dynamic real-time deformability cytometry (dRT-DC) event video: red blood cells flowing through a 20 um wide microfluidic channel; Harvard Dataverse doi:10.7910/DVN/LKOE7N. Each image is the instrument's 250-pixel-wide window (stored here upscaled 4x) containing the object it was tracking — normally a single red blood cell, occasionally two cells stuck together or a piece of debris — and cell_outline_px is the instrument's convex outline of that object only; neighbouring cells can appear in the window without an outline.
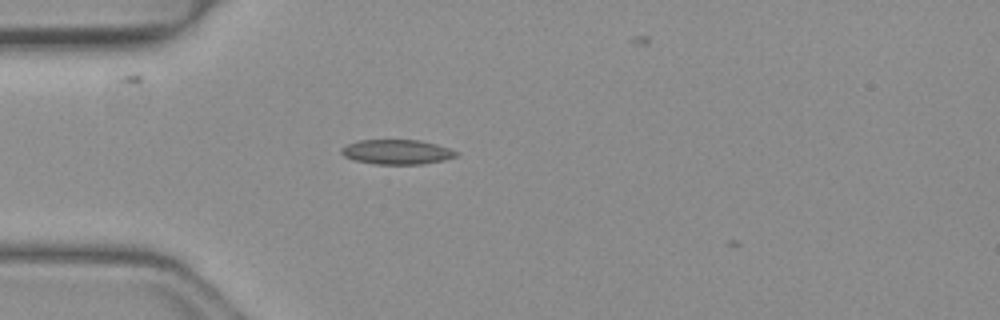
{"species": "common noctule bat (a hibernating species)", "species_latin": "Nyctalus noctula", "temperature_condition": "warm", "stored_images_in_passage": 3, "camera_frame_rate_fps": 3000, "um_per_image_px": 0.085, "animal": {"sex": "female", "body_mass_g": 19.3, "forearm_length_mm": 54.1}, "frame": {"image": 1, "passage_image": 1, "time_ms": 0.0, "image_size_px": [1000, 320], "cell_outline_px": [[460, 156], [444, 160], [424, 164], [376, 164], [352, 160], [344, 156], [340, 152], [340, 148], [348, 144], [360, 140], [420, 140], [436, 144], [460, 152]], "centroid_in_image_um": [33.76, 12.92], "position_along_channel_um": 51.2, "area_um2": 16.7}}